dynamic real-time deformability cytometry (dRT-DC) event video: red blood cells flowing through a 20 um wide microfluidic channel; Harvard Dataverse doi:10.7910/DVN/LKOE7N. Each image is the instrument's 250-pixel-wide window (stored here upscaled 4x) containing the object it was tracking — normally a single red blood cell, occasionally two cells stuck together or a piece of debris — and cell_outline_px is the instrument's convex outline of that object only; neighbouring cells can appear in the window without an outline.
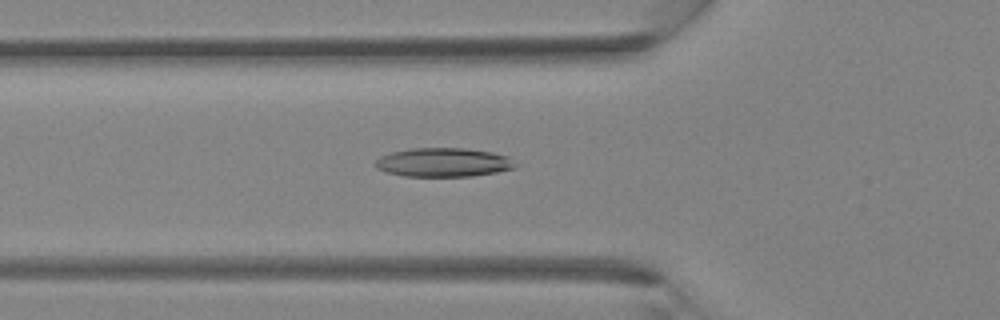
{"species": "Egyptian fruit bat (a non-hibernating species)", "species_latin": "Rousettus aegyptiacus", "temperature_condition": "room temperature", "stored_images_in_passage": 37, "camera_frame_rate_fps": 3000, "um_per_image_px": 0.085, "animal": {"sex": "female"}, "frame": {"image": 1, "passage_image": 14, "time_ms": 4.333, "image_size_px": [1000, 320], "cell_outline_px": [[516, 168], [496, 172], [472, 176], [404, 176], [388, 172], [376, 168], [376, 160], [380, 156], [392, 152], [412, 148], [464, 148], [492, 152], [508, 156], [516, 164]], "centroid_in_image_um": [37.71, 13.8], "position_along_channel_um": 88.1, "area_um2": 23.47}}
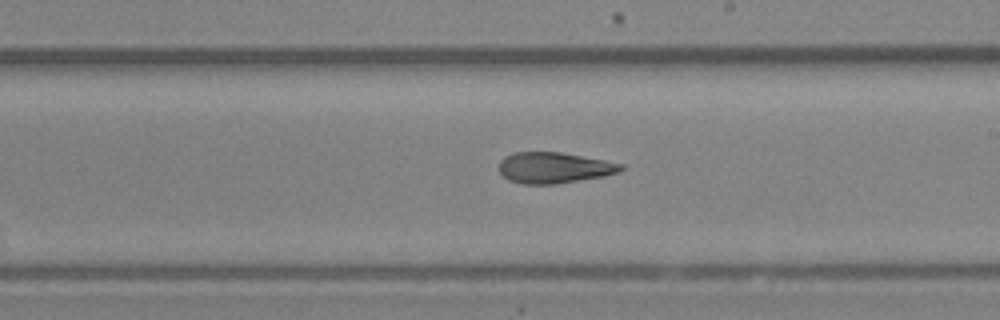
{"frame": {"image": 2, "passage_image": 23, "time_ms": 7.333, "image_size_px": [1000, 320], "cell_outline_px": [[628, 168], [620, 172], [604, 176], [556, 184], [520, 184], [508, 180], [500, 172], [500, 160], [504, 156], [516, 152], [560, 152], [604, 160], [624, 164]], "centroid_in_image_um": [47.13, 14.26], "position_along_channel_um": 241.9, "area_um2": 22.14}}
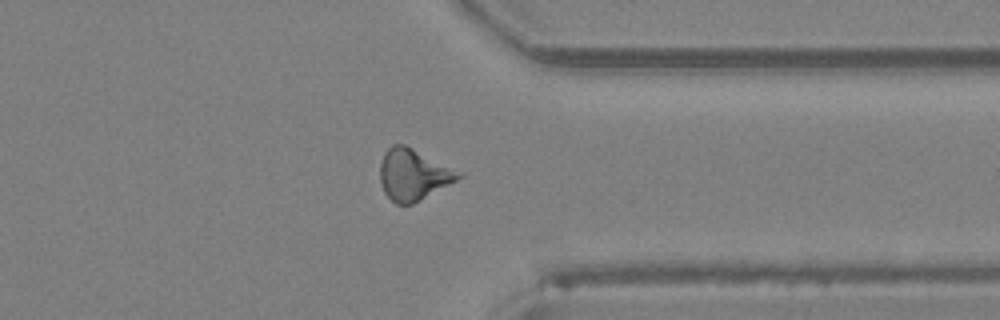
{"frame": {"image": 3, "passage_image": 31, "time_ms": 10.0, "image_size_px": [1000, 320], "cell_outline_px": [[464, 176], [412, 204], [396, 204], [384, 192], [380, 180], [380, 164], [384, 152], [392, 144], [404, 144], [464, 172]], "centroid_in_image_um": [35.14, 14.82], "position_along_channel_um": 376.3, "area_um2": 23.41}}